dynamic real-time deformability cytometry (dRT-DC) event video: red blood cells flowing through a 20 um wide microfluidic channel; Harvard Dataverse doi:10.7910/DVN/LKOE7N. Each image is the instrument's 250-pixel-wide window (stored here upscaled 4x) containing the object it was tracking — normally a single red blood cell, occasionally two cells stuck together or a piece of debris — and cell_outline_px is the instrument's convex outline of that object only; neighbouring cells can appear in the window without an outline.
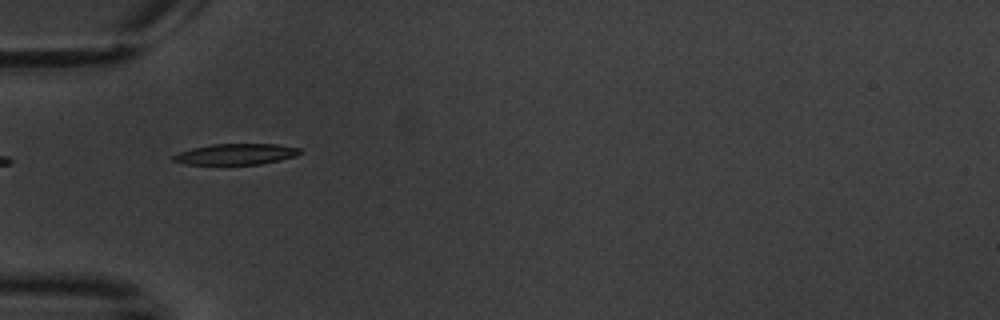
{"species": "common noctule bat (a hibernating species)", "species_latin": "Nyctalus noctula", "temperature_condition": "warm", "stored_images_in_passage": 6, "camera_frame_rate_fps": 3000, "um_per_image_px": 0.085, "animal": {"sex": "male", "body_mass_g": 20.1, "forearm_length_mm": 53.5}, "frame": {"image": 1, "passage_image": 5, "time_ms": 5.0, "image_size_px": [1000, 320], "cell_outline_px": [[304, 152], [296, 156], [280, 160], [260, 164], [184, 164], [172, 160], [172, 156], [180, 152], [192, 148], [212, 144], [276, 144], [300, 148]], "centroid_in_image_um": [20.09, 13.1], "position_along_channel_um": 64.9, "area_um2": 15.43}}